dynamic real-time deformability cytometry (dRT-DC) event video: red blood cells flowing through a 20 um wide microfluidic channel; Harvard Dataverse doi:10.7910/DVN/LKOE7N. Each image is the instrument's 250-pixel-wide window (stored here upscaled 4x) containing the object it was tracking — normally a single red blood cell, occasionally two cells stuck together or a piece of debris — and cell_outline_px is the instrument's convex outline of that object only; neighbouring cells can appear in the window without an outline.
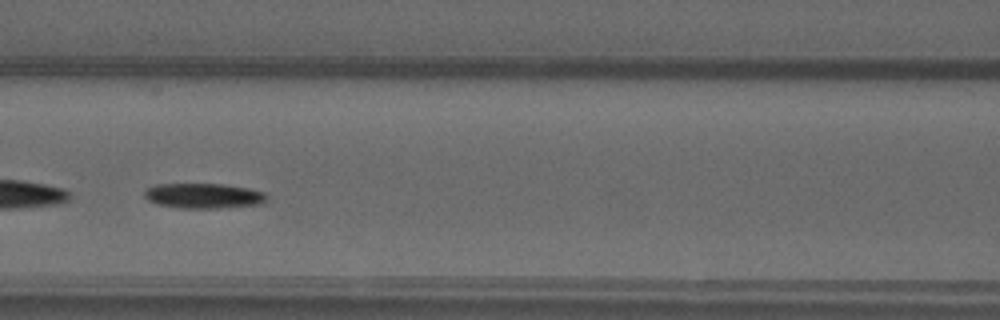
{"species": "common noctule bat (a hibernating species)", "species_latin": "Nyctalus noctula", "temperature_condition": "warm", "stored_images_in_passage": 32, "camera_frame_rate_fps": 3000, "um_per_image_px": 0.085, "animal": {"sex": "male", "forearm_length_mm": 52.5}, "frame": {"image": 1, "passage_image": 10, "time_ms": 3.0, "image_size_px": [1000, 320], "cell_outline_px": [[260, 200], [240, 204], [168, 204], [156, 200], [148, 196], [148, 192], [152, 188], [176, 184], [212, 184], [240, 188], [256, 192], [260, 196]], "centroid_in_image_um": [17.21, 16.54], "position_along_channel_um": 149.4, "area_um2": 13.47}}
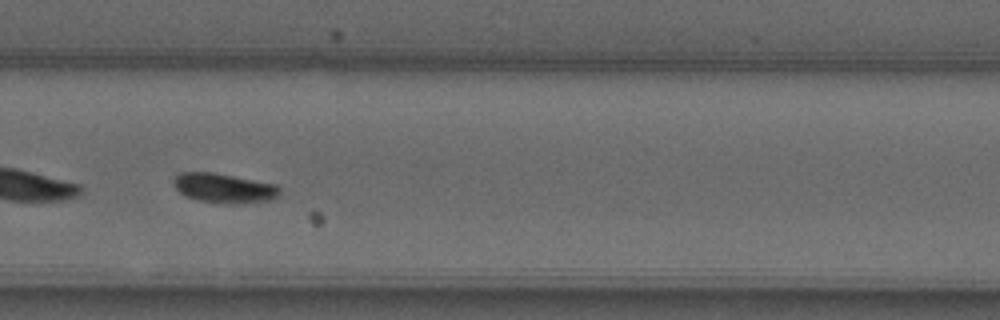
{"frame": {"image": 2, "passage_image": 23, "time_ms": 7.333, "image_size_px": [1000, 320], "cell_outline_px": [[276, 192], [268, 196], [216, 200], [212, 200], [192, 196], [184, 192], [176, 184], [176, 180], [180, 176], [196, 172], [200, 172], [224, 176], [268, 184], [276, 188]], "centroid_in_image_um": [18.85, 15.89], "position_along_channel_um": 310.9, "area_um2": 13.7}, "authors_computed_cell_mechanics": {"area_um2": 13.2651, "velocity_mm_per_s": 3.743, "shape_relaxation_time_tau1_ms": 7.9707, "shape_relaxation_time_tau2_ms": null, "deformation_change_tau1": 0.2457, "deformation_change_tau2": null}}